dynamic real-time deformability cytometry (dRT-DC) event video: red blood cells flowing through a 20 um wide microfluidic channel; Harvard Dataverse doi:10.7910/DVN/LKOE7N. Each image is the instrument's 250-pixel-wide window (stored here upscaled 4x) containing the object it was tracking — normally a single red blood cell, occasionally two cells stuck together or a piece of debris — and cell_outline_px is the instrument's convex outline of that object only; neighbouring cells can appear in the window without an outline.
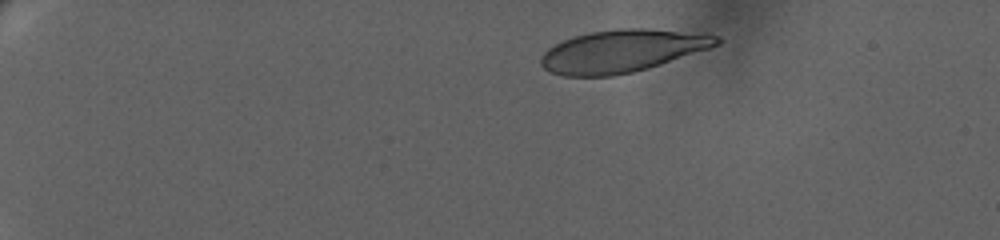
{"species": "human", "species_latin": "Homo sapiens", "temperature_condition": "warm", "stored_images_in_passage": 11, "camera_frame_rate_fps": 3000, "um_per_image_px": 0.085, "donor": {"sex": "female"}, "frame": {"image": 1, "passage_image": 1, "time_ms": 0.0, "image_size_px": [1000, 240], "cell_outline_px": [[724, 40], [720, 44], [712, 48], [648, 68], [632, 72], [612, 76], [564, 76], [548, 72], [540, 64], [540, 56], [548, 48], [564, 40], [576, 36], [592, 32], [620, 28], [644, 28], [708, 32], [720, 36]], "centroid_in_image_um": [52.98, 4.32], "position_along_channel_um": 32.0, "area_um2": 44.16}}